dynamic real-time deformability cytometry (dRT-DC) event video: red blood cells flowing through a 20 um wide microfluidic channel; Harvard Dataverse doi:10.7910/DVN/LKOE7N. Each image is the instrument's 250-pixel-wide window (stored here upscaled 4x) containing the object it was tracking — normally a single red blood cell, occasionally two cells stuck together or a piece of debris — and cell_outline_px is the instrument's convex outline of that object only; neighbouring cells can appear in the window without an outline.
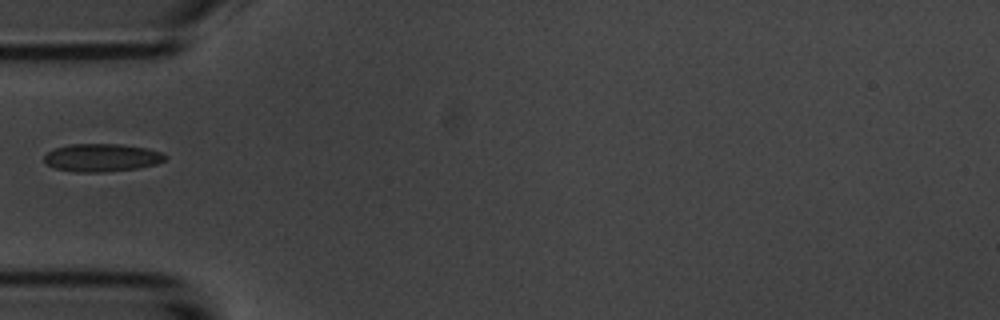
{"species": "common noctule bat (a hibernating species)", "species_latin": "Nyctalus noctula", "temperature_condition": "room temperature", "stored_images_in_passage": 9, "camera_frame_rate_fps": 3000, "um_per_image_px": 0.085, "animal": {"sex": "male", "body_mass_g": 20.1, "forearm_length_mm": 53.5}, "frame": {"image": 1, "passage_image": 1, "time_ms": 0.0, "image_size_px": [1000, 320], "cell_outline_px": [[168, 156], [164, 160], [156, 164], [136, 168], [104, 172], [76, 172], [56, 168], [44, 164], [44, 156], [48, 152], [56, 148], [68, 144], [120, 144], [148, 148], [160, 152]], "centroid_in_image_um": [8.64, 13.4], "position_along_channel_um": 76.4, "area_um2": 19.65}}